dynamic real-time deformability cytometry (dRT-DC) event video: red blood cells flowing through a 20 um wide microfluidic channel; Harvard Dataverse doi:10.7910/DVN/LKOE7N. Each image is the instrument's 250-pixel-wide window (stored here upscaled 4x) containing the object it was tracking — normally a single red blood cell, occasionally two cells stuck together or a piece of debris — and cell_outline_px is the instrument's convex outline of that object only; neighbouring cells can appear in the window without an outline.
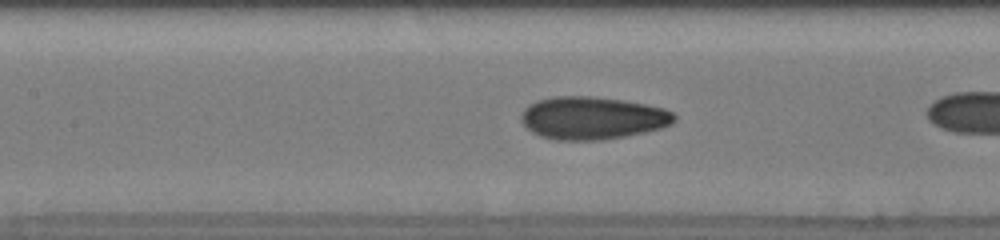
{"species": "human", "species_latin": "Homo sapiens", "temperature_condition": "cold", "stored_images_in_passage": 12, "camera_frame_rate_fps": 3000, "um_per_image_px": 0.085, "donor": {"sex": "male"}, "frame": {"image": 1, "passage_image": 7, "time_ms": 2.333, "image_size_px": [1000, 240], "cell_outline_px": [[676, 120], [672, 124], [660, 128], [644, 132], [604, 140], [552, 140], [540, 136], [532, 132], [520, 120], [520, 116], [524, 108], [528, 104], [536, 100], [552, 96], [588, 96], [620, 100], [644, 104], [664, 108], [672, 112], [676, 116]], "centroid_in_image_um": [50.31, 10.03], "position_along_channel_um": 157.1, "area_um2": 38.21}}